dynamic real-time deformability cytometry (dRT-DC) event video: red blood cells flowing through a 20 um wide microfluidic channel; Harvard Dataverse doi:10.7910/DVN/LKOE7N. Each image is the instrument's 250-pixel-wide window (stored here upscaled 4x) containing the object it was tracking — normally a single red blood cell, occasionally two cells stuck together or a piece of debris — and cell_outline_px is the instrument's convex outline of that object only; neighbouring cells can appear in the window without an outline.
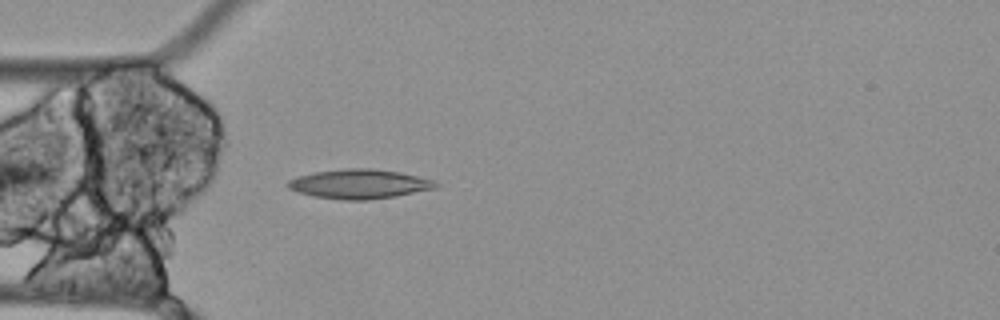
{"species": "Egyptian fruit bat (a non-hibernating species)", "species_latin": "Rousettus aegyptiacus", "temperature_condition": "cold", "stored_images_in_passage": 4, "camera_frame_rate_fps": 3000, "um_per_image_px": 0.085, "animal": {"sex": "female"}, "frame": {"image": 1, "passage_image": 1, "time_ms": 0.0, "image_size_px": [1000, 320], "cell_outline_px": [[440, 184], [436, 188], [396, 196], [368, 200], [344, 200], [316, 196], [300, 192], [288, 188], [284, 184], [288, 180], [296, 176], [316, 172], [344, 168], [372, 168], [400, 172], [432, 180]], "centroid_in_image_um": [30.53, 15.63], "position_along_channel_um": 54.5, "area_um2": 25.26}}
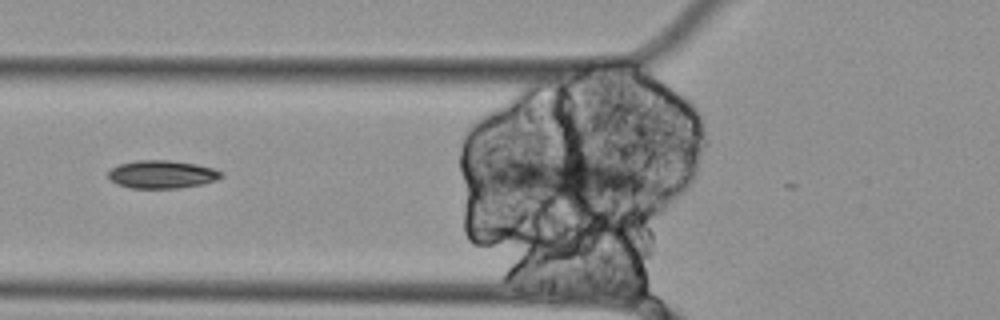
{"frame": {"image": 2, "passage_image": 3, "time_ms": 0.667, "image_size_px": [1000, 320], "cell_outline_px": [[224, 176], [216, 180], [200, 184], [176, 188], [132, 188], [116, 184], [108, 176], [108, 172], [112, 168], [120, 164], [136, 160], [168, 160], [196, 164], [212, 168], [224, 172]], "centroid_in_image_um": [13.78, 14.81], "position_along_channel_um": 112.0, "area_um2": 18.32}}